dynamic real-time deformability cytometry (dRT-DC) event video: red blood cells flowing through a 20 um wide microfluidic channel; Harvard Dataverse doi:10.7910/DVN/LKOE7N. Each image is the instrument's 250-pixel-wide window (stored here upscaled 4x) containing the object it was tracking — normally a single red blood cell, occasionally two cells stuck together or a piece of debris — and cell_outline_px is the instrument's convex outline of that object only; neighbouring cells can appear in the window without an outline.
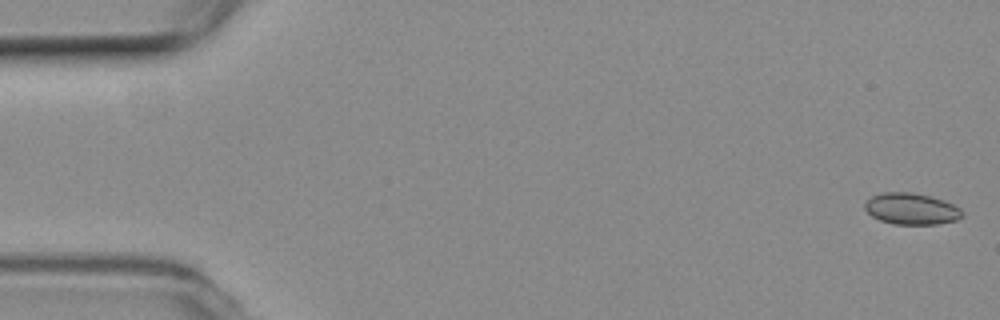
{"species": "common noctule bat (a hibernating species)", "species_latin": "Nyctalus noctula", "temperature_condition": "room temperature", "stored_images_in_passage": 48, "camera_frame_rate_fps": 3000, "um_per_image_px": 0.085, "animal": {"sex": "female", "body_mass_g": 19.3, "forearm_length_mm": 54.1}, "frame": {"image": 1, "passage_image": 1, "time_ms": 0.0, "image_size_px": [1000, 320], "cell_outline_px": [[964, 216], [956, 220], [936, 224], [892, 224], [880, 220], [872, 216], [864, 208], [864, 204], [872, 196], [884, 192], [912, 192], [932, 196], [944, 200], [960, 208], [964, 212]], "centroid_in_image_um": [77.49, 17.74], "position_along_channel_um": 7.5, "area_um2": 17.92}}
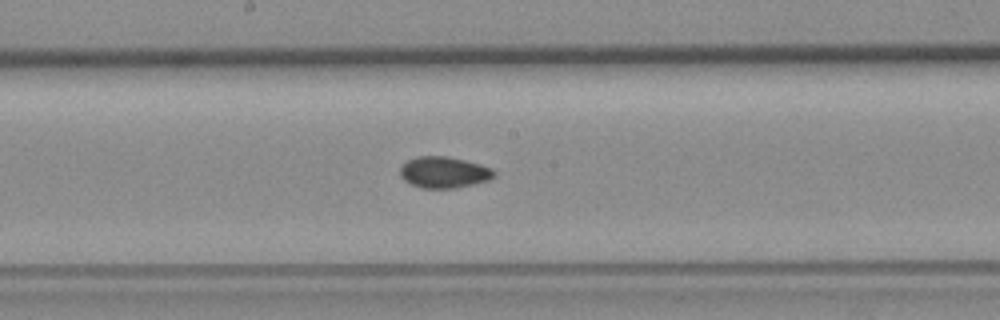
{"frame": {"image": 2, "passage_image": 28, "time_ms": 9.0, "image_size_px": [1000, 320], "cell_outline_px": [[496, 176], [488, 180], [456, 188], [420, 188], [404, 180], [400, 176], [400, 168], [408, 160], [416, 156], [448, 156], [480, 164], [492, 168], [496, 172]], "centroid_in_image_um": [37.74, 14.64], "position_along_channel_um": 210.5, "area_um2": 17.17}}
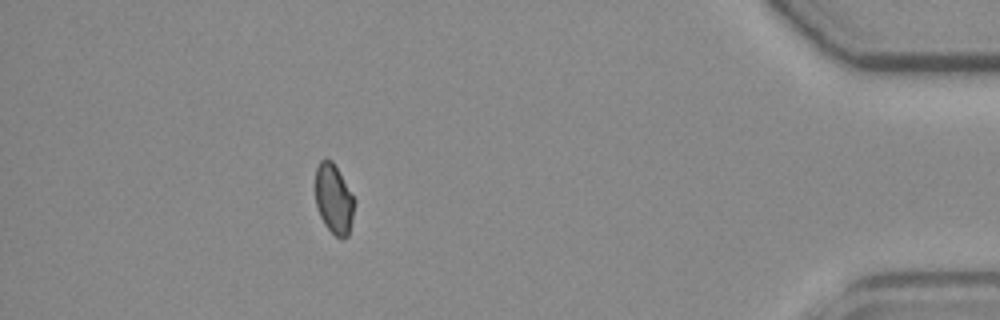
{"frame": {"image": 3, "passage_image": 48, "time_ms": 15.667, "image_size_px": [1000, 320], "cell_outline_px": [[356, 200], [352, 220], [348, 236], [336, 236], [324, 224], [320, 216], [316, 204], [316, 168], [320, 160], [332, 160]], "centroid_in_image_um": [28.39, 16.9], "position_along_channel_um": 406.8, "area_um2": 15.66}, "authors_computed_cell_mechanics": {"area_um2": 16.9932, "velocity_mm_per_s": 3.7916, "shape_relaxation_time_tau1_ms": null, "shape_relaxation_time_tau2_ms": 3.1253, "deformation_change_tau1": null, "deformation_change_tau2": 0.0502}}